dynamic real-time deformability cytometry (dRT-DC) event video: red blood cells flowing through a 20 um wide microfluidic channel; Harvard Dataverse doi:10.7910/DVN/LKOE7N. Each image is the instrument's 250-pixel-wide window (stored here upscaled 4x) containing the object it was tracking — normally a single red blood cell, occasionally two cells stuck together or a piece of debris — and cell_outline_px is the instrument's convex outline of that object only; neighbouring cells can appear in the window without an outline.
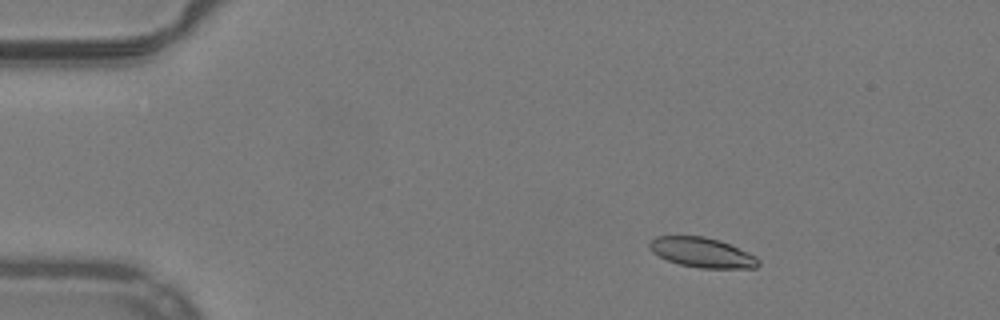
{"species": "common noctule bat (a hibernating species)", "species_latin": "Nyctalus noctula", "temperature_condition": "warm", "stored_images_in_passage": 45, "camera_frame_rate_fps": 3000, "um_per_image_px": 0.085, "animal": {"sex": "male", "body_mass_g": 19.2, "forearm_length_mm": 51.8}, "frame": {"image": 1, "passage_image": 1, "time_ms": 0.0, "image_size_px": [1000, 320], "cell_outline_px": [[760, 264], [756, 268], [700, 268], [680, 264], [668, 260], [652, 252], [648, 248], [648, 244], [656, 236], [704, 236], [720, 240], [748, 252], [756, 256], [760, 260]], "centroid_in_image_um": [59.69, 21.46], "position_along_channel_um": 25.3, "area_um2": 18.96}}
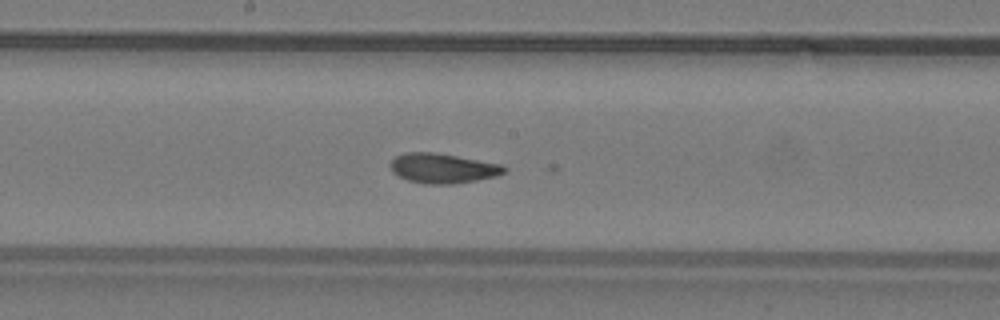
{"frame": {"image": 2, "passage_image": 21, "time_ms": 6.667, "image_size_px": [1000, 320], "cell_outline_px": [[508, 172], [496, 176], [456, 184], [424, 184], [408, 180], [392, 172], [388, 164], [396, 156], [404, 152], [432, 152], [456, 156], [500, 164], [508, 168]], "centroid_in_image_um": [37.63, 14.31], "position_along_channel_um": 210.6, "area_um2": 19.83}}
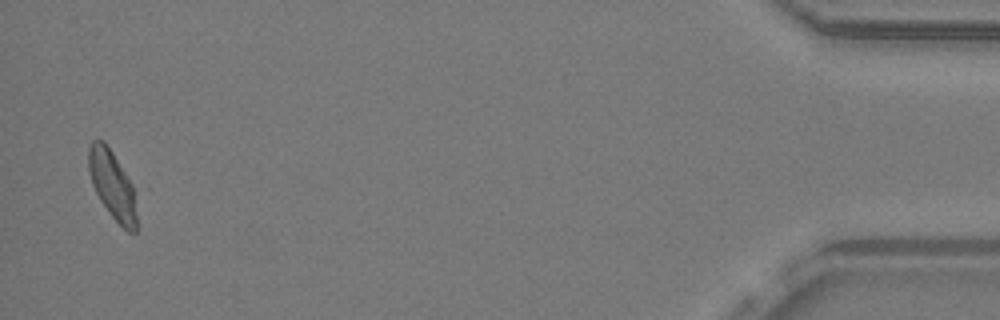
{"frame": {"image": 3, "passage_image": 44, "time_ms": 14.333, "image_size_px": [1000, 320], "cell_outline_px": [[136, 232], [128, 232], [112, 216], [100, 200], [92, 184], [88, 168], [88, 148], [92, 140], [104, 140], [112, 152], [132, 184], [136, 216]], "centroid_in_image_um": [9.52, 15.69], "position_along_channel_um": 425.7, "area_um2": 18.73}, "authors_computed_cell_mechanics": {"area_um2": 19.5364, "velocity_mm_per_s": 3.9646, "shape_relaxation_time_tau1_ms": 5.0389, "shape_relaxation_time_tau2_ms": 1.5148, "deformation_change_tau1": 0.1609, "deformation_change_tau2": 0.074}}